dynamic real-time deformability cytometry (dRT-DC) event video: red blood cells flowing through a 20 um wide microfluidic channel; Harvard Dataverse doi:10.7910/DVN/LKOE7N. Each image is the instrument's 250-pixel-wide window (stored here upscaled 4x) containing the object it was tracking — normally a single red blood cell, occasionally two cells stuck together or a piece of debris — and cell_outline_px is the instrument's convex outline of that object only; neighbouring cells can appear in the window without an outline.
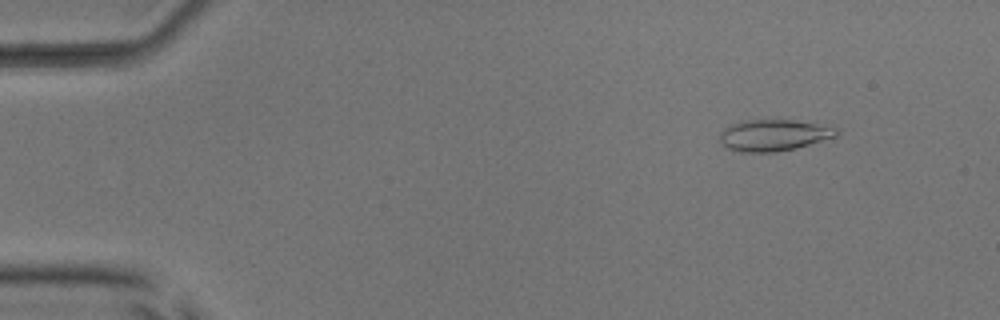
{"species": "common noctule bat (a hibernating species)", "species_latin": "Nyctalus noctula", "temperature_condition": "room temperature", "stored_images_in_passage": 52, "camera_frame_rate_fps": 3000, "um_per_image_px": 0.085, "animal": {"sex": "male", "body_mass_g": 17.9, "forearm_length_mm": 54.2}, "frame": {"image": 1, "passage_image": 6, "time_ms": 1.667, "image_size_px": [1000, 320], "cell_outline_px": [[840, 128], [836, 136], [796, 148], [776, 152], [740, 152], [728, 148], [720, 144], [720, 132], [724, 128], [732, 124], [744, 120], [792, 120]], "centroid_in_image_um": [65.73, 11.5], "position_along_channel_um": 19.3, "area_um2": 21.27}}
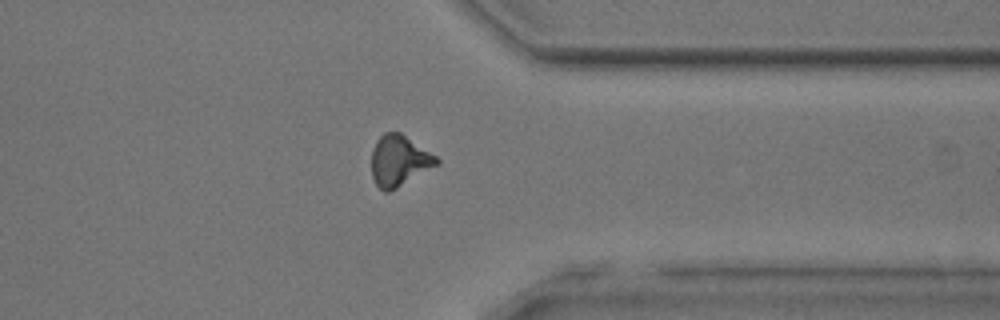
{"frame": {"image": 2, "passage_image": 41, "time_ms": 13.333, "image_size_px": [1000, 320], "cell_outline_px": [[440, 164], [396, 188], [388, 192], [384, 192], [376, 184], [372, 176], [372, 148], [376, 140], [384, 132], [400, 132], [436, 156], [440, 160]], "centroid_in_image_um": [33.92, 13.65], "position_along_channel_um": 377.5, "area_um2": 19.25}}
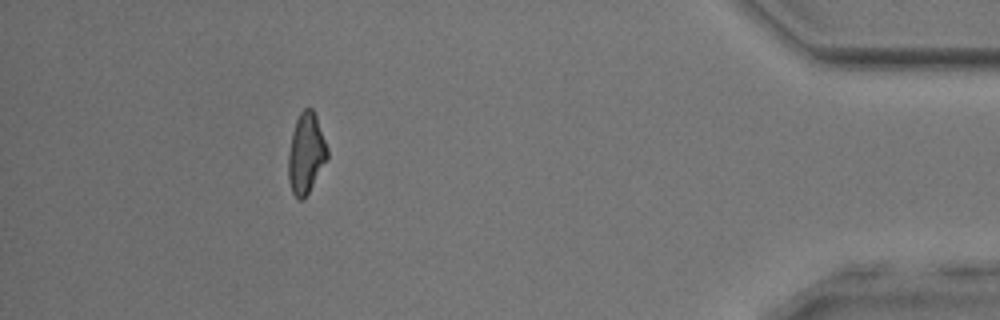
{"frame": {"image": 3, "passage_image": 47, "time_ms": 15.333, "image_size_px": [1000, 320], "cell_outline_px": [[328, 156], [304, 200], [300, 200], [292, 192], [288, 180], [288, 152], [292, 132], [296, 120], [300, 112], [304, 108], [312, 108], [316, 116], [328, 148]], "centroid_in_image_um": [25.99, 13.03], "position_along_channel_um": 409.2, "area_um2": 18.15}, "authors_computed_cell_mechanics": {"area_um2": 19.1029, "velocity_mm_per_s": 3.9979, "shape_relaxation_time_tau1_ms": null, "shape_relaxation_time_tau2_ms": 3.3443, "deformation_change_tau1": null, "deformation_change_tau2": 0.1252}}